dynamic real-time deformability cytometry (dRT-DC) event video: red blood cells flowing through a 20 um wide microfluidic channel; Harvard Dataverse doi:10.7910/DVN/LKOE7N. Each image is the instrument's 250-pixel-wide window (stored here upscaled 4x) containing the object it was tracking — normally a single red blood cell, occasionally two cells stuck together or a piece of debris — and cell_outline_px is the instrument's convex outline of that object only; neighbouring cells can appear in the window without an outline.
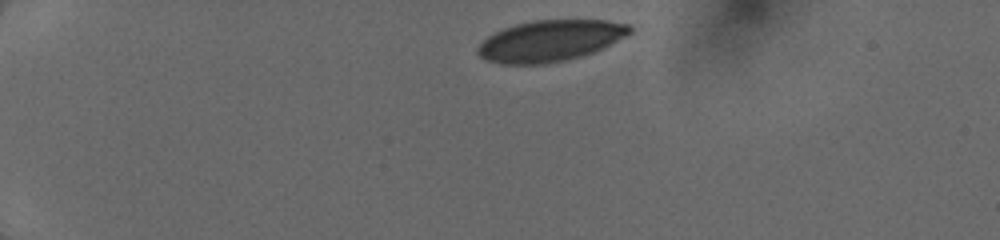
{"species": "human", "species_latin": "Homo sapiens", "temperature_condition": "cold", "stored_images_in_passage": 25, "camera_frame_rate_fps": 3000, "um_per_image_px": 0.085, "donor": {"sex": "female"}, "frame": {"image": 1, "passage_image": 1, "time_ms": 0.0, "image_size_px": [1000, 240], "cell_outline_px": [[632, 32], [592, 52], [580, 56], [564, 60], [544, 64], [500, 64], [484, 60], [476, 52], [476, 48], [488, 36], [504, 28], [516, 24], [532, 20], [608, 20], [632, 24]], "centroid_in_image_um": [46.73, 3.46], "position_along_channel_um": 38.3, "area_um2": 36.3}}
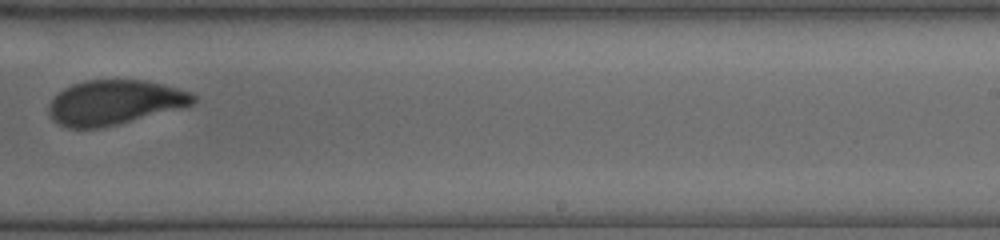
{"frame": {"image": 2, "passage_image": 15, "time_ms": 7.667, "image_size_px": [1000, 240], "cell_outline_px": [[196, 104], [116, 124], [96, 128], [68, 128], [56, 124], [52, 120], [48, 112], [48, 104], [64, 88], [72, 84], [84, 80], [144, 80], [164, 84], [192, 92], [196, 96]], "centroid_in_image_um": [9.73, 8.7], "position_along_channel_um": 279.3, "area_um2": 37.57}}
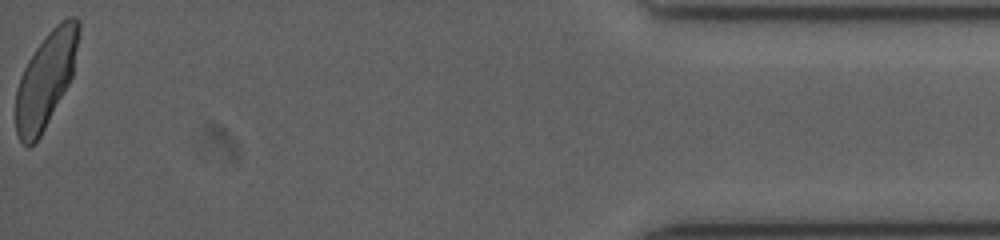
{"frame": {"image": 3, "passage_image": 25, "time_ms": 13.0, "image_size_px": [1000, 240], "cell_outline_px": [[80, 32], [72, 76], [68, 84], [40, 136], [32, 144], [24, 144], [20, 140], [16, 132], [16, 88], [20, 76], [28, 60], [36, 48], [48, 32], [60, 20], [68, 16], [76, 16], [80, 20]], "centroid_in_image_um": [3.91, 6.69], "position_along_channel_um": 431.3, "area_um2": 34.51}}